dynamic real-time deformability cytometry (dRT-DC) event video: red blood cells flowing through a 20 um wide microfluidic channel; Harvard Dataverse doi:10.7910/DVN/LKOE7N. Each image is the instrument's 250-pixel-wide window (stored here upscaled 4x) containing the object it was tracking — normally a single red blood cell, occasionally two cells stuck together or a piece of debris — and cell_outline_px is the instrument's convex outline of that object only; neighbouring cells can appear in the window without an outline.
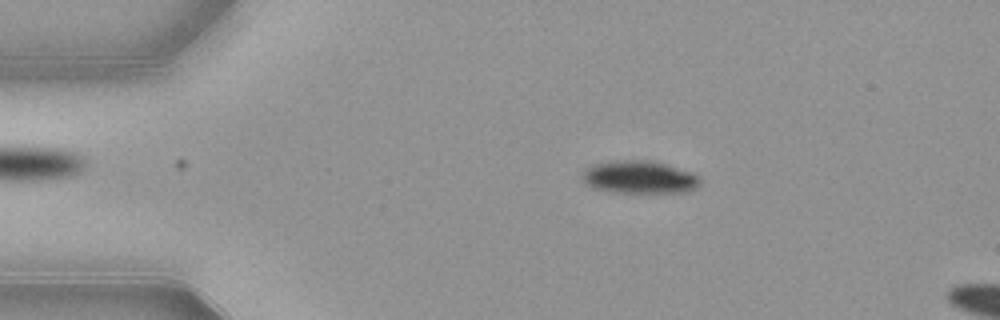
{"species": "common noctule bat (a hibernating species)", "species_latin": "Nyctalus noctula", "temperature_condition": "warm", "stored_images_in_passage": 10, "camera_frame_rate_fps": 3000, "um_per_image_px": 0.085, "animal": {"sex": "female", "body_mass_g": 21.9}, "frame": {"image": 1, "passage_image": 5, "time_ms": 1.333, "image_size_px": [1000, 320], "cell_outline_px": [[700, 184], [696, 188], [688, 192], [612, 192], [592, 188], [584, 184], [584, 172], [592, 164], [624, 160], [652, 160], [692, 172], [700, 176]], "centroid_in_image_um": [54.39, 15.06], "position_along_channel_um": 30.6, "area_um2": 22.43}}